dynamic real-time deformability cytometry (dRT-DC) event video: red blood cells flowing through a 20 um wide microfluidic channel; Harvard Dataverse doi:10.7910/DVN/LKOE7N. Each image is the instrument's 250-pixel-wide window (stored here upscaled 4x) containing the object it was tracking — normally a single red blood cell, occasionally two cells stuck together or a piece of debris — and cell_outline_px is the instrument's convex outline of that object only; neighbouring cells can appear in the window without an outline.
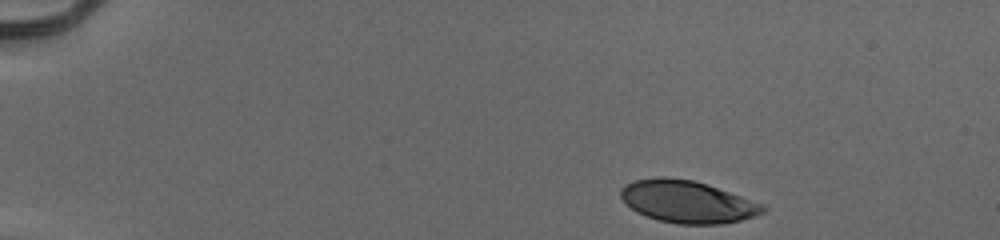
{"species": "human", "species_latin": "Homo sapiens", "temperature_condition": "cold", "stored_images_in_passage": 40, "camera_frame_rate_fps": 3000, "um_per_image_px": 0.085, "donor": {"sex": "male"}, "frame": {"image": 1, "passage_image": 1, "time_ms": 0.0, "image_size_px": [1000, 240], "cell_outline_px": [[768, 208], [764, 212], [740, 220], [720, 224], [676, 224], [660, 220], [636, 212], [620, 196], [620, 188], [624, 184], [636, 180], [660, 176], [664, 176], [692, 180], [764, 204]], "centroid_in_image_um": [58.4, 17.14], "position_along_channel_um": 26.6, "area_um2": 34.56}}
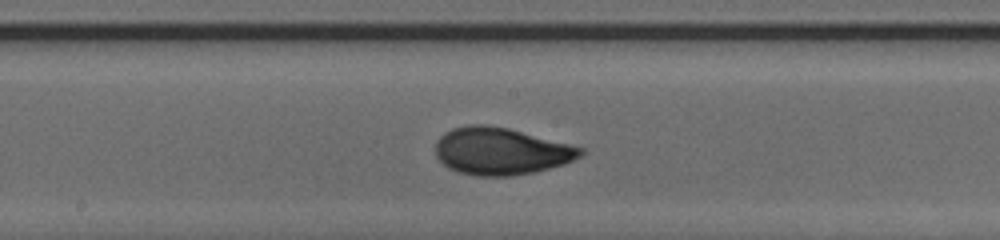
{"frame": {"image": 2, "passage_image": 23, "time_ms": 7.333, "image_size_px": [1000, 240], "cell_outline_px": [[584, 152], [580, 156], [564, 164], [532, 172], [508, 176], [476, 176], [456, 172], [448, 168], [436, 156], [436, 140], [444, 132], [452, 128], [468, 124], [488, 124], [508, 128], [584, 148]], "centroid_in_image_um": [42.53, 12.84], "position_along_channel_um": 205.7, "area_um2": 39.82}}
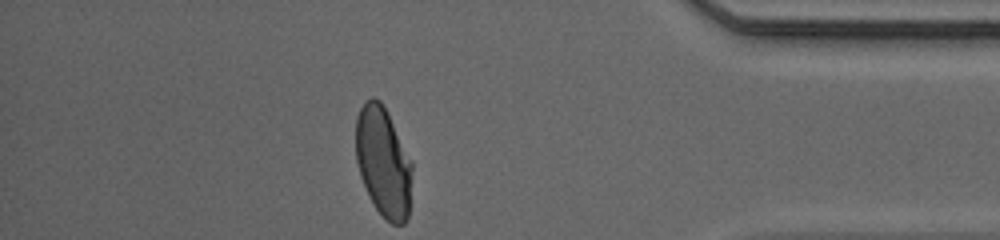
{"frame": {"image": 3, "passage_image": 40, "time_ms": 13.0, "image_size_px": [1000, 240], "cell_outline_px": [[412, 168], [408, 216], [404, 224], [392, 224], [376, 208], [360, 176], [356, 160], [356, 116], [360, 108], [372, 96], [380, 100], [412, 160]], "centroid_in_image_um": [32.58, 13.76], "position_along_channel_um": 402.6, "area_um2": 35.55}, "authors_computed_cell_mechanics": {"area_um2": 38.2058, "velocity_mm_per_s": 3.9547, "shape_relaxation_time_tau1_ms": 4.4486, "shape_relaxation_time_tau2_ms": 0.704, "deformation_change_tau1": 0.1834, "deformation_change_tau2": 0.0525}}